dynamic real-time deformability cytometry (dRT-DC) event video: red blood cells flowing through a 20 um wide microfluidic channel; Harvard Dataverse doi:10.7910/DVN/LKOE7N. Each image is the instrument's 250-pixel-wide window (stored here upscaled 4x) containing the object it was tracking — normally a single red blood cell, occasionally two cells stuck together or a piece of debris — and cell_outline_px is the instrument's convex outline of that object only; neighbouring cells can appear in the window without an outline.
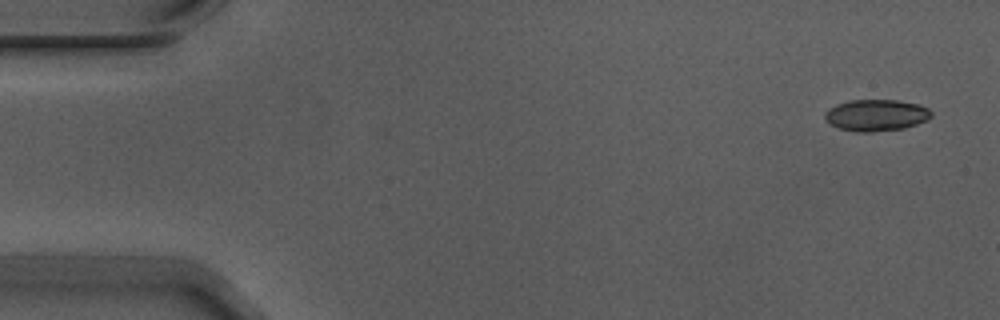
{"species": "Egyptian fruit bat (a non-hibernating species)", "species_latin": "Rousettus aegyptiacus", "temperature_condition": "warm", "stored_images_in_passage": 5, "segment_of_instrument_passage": [1, 2], "camera_frame_rate_fps": 3000, "um_per_image_px": 0.085, "animal": {"sex": "male"}, "frame": {"image": 1, "passage_image": 1, "time_ms": 0.0, "image_size_px": [1000, 320], "cell_outline_px": [[932, 116], [928, 120], [904, 128], [872, 132], [856, 132], [840, 128], [824, 120], [824, 112], [828, 108], [836, 104], [848, 100], [896, 100], [920, 104], [928, 108], [932, 112]], "centroid_in_image_um": [74.47, 9.78], "position_along_channel_um": 10.5, "area_um2": 19.77}}
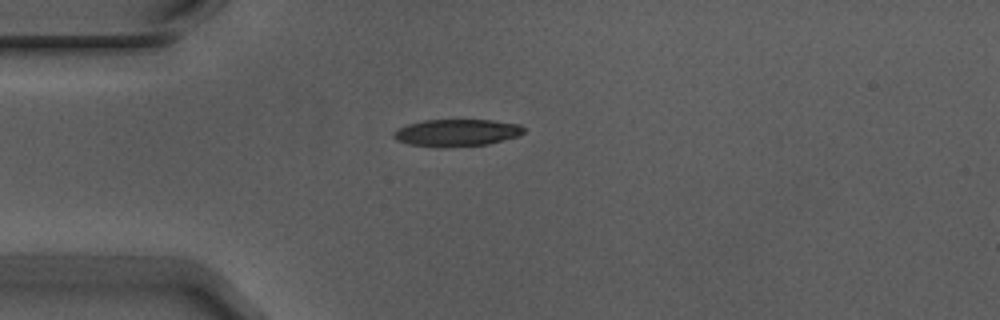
{"frame": {"image": 2, "passage_image": 4, "time_ms": 1.0, "image_size_px": [1000, 320], "cell_outline_px": [[524, 132], [516, 136], [488, 144], [444, 148], [440, 148], [408, 144], [396, 140], [392, 136], [392, 132], [396, 128], [408, 124], [424, 120], [492, 120], [520, 124], [524, 128]], "centroid_in_image_um": [38.75, 11.29], "position_along_channel_um": 46.2, "area_um2": 20.75}}